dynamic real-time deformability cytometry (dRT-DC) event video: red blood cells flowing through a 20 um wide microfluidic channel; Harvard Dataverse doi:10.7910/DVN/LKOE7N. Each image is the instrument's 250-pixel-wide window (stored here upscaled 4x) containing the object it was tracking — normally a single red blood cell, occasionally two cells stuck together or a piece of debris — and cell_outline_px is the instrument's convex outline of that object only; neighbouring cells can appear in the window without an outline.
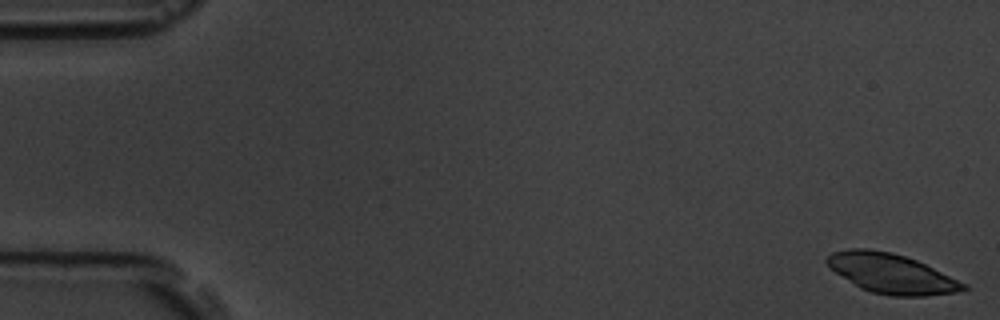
{"species": "common noctule bat (a hibernating species)", "species_latin": "Nyctalus noctula", "temperature_condition": "room temperature", "stored_images_in_passage": 5, "camera_frame_rate_fps": 3000, "um_per_image_px": 0.085, "animal": {"sex": "male", "body_mass_g": 19.5, "forearm_length_mm": 54.6}, "frame": {"image": 1, "passage_image": 1, "time_ms": 0.0, "image_size_px": [1000, 320], "cell_outline_px": [[968, 288], [956, 292], [924, 296], [888, 296], [872, 292], [860, 288], [836, 272], [824, 260], [832, 252], [848, 248], [868, 248], [892, 252], [916, 260], [968, 284]], "centroid_in_image_um": [75.77, 23.24], "position_along_channel_um": 9.2, "area_um2": 31.39}}